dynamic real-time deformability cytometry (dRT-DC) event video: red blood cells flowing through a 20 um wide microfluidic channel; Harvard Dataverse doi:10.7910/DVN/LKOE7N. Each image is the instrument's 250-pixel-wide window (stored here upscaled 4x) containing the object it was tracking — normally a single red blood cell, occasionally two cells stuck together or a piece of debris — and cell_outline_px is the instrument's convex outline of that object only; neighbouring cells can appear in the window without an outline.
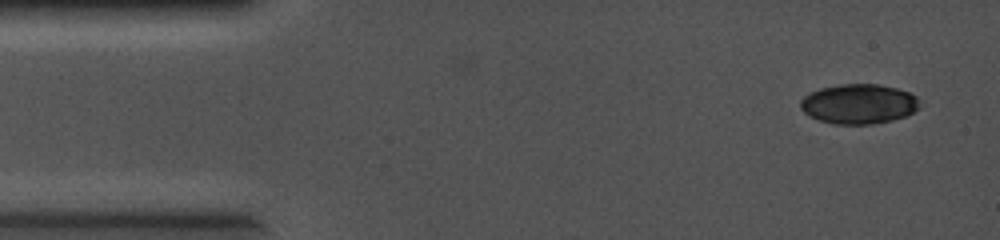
{"species": "common noctule bat (a hibernating species)", "species_latin": "Nyctalus noctula", "temperature_condition": "cold", "stored_images_in_passage": 2, "camera_frame_rate_fps": 5000, "um_per_image_px": 0.085, "animal": {"sex": "female", "body_mass_g": 19.0, "forearm_length_mm": 56.7}, "frame": {"image": 1, "passage_image": 1, "time_ms": 0.0, "image_size_px": [1000, 240], "cell_outline_px": [[920, 108], [904, 116], [892, 120], [872, 124], [832, 124], [820, 120], [804, 112], [800, 108], [800, 100], [804, 96], [820, 88], [840, 84], [876, 84], [896, 88], [908, 92], [916, 96]], "centroid_in_image_um": [72.98, 8.83], "position_along_channel_um": 12.0, "area_um2": 27.46}}